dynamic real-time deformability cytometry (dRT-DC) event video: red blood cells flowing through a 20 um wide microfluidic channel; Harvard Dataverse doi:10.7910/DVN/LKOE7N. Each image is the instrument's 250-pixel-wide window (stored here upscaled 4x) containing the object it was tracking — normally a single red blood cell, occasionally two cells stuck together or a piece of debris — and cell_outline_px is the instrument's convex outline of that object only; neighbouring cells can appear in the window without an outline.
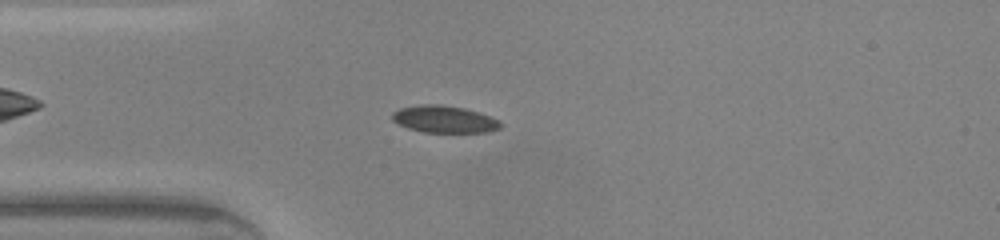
{"species": "common noctule bat (a hibernating species)", "species_latin": "Nyctalus noctula", "temperature_condition": "warm", "stored_images_in_passage": 39, "camera_frame_rate_fps": 3000, "um_per_image_px": 0.085, "animal": {"sex": "male", "body_mass_g": 20.0, "forearm_length_mm": 53.3}, "frame": {"image": 1, "passage_image": 4, "time_ms": 1.0, "image_size_px": [1000, 240], "cell_outline_px": [[504, 124], [500, 128], [484, 132], [424, 132], [408, 128], [392, 120], [392, 112], [400, 108], [420, 104], [440, 104], [464, 108], [500, 120]], "centroid_in_image_um": [37.75, 10.13], "position_along_channel_um": 47.2, "area_um2": 16.99}}
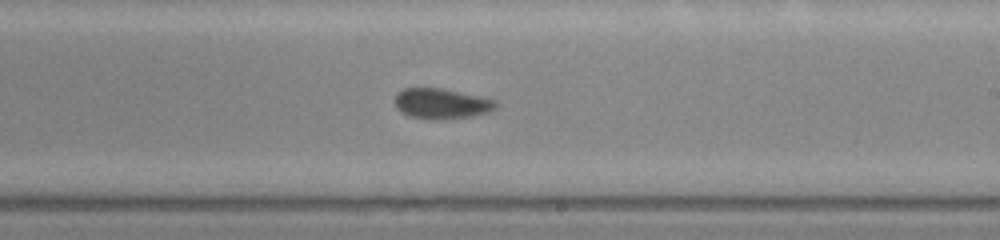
{"frame": {"image": 2, "passage_image": 19, "time_ms": 6.0, "image_size_px": [1000, 240], "cell_outline_px": [[496, 108], [488, 112], [468, 116], [436, 120], [412, 116], [400, 112], [396, 108], [396, 96], [404, 88], [440, 88], [476, 96], [492, 100], [496, 104]], "centroid_in_image_um": [37.47, 8.81], "position_along_channel_um": 251.5, "area_um2": 17.22}}
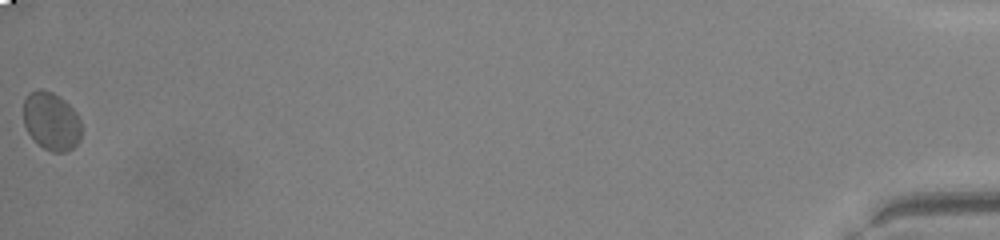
{"frame": {"image": 3, "passage_image": 39, "time_ms": 12.667, "image_size_px": [1000, 240], "cell_outline_px": [[80, 140], [72, 148], [64, 152], [52, 152], [44, 148], [28, 132], [24, 124], [24, 96], [28, 92], [36, 88], [40, 88], [52, 92], [60, 96], [76, 112], [80, 120]], "centroid_in_image_um": [4.35, 10.26], "position_along_channel_um": 430.9, "area_um2": 19.65}, "authors_computed_cell_mechanics": {"area_um2": 18.0336, "velocity_mm_per_s": 4.2907, "shape_relaxation_time_tau1_ms": null, "shape_relaxation_time_tau2_ms": 1.9073, "deformation_change_tau1": null, "deformation_change_tau2": 0.0446}}